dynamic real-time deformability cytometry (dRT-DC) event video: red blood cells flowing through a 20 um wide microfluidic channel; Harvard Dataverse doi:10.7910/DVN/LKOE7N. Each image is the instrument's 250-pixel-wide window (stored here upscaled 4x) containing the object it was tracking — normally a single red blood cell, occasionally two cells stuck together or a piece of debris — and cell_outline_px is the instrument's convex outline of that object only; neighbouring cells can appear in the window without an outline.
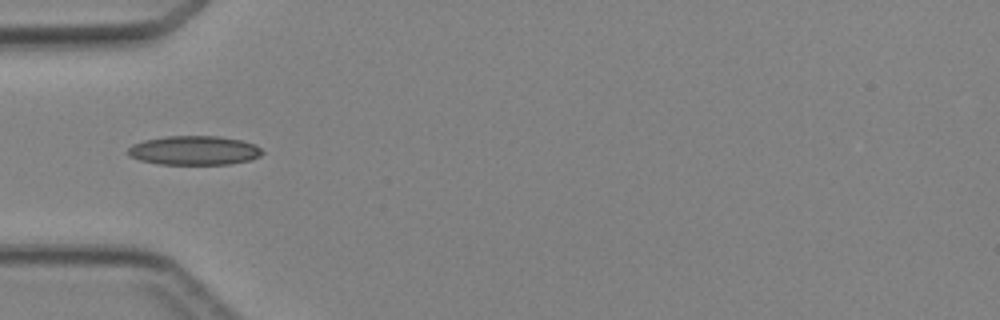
{"species": "Egyptian fruit bat (a non-hibernating species)", "species_latin": "Rousettus aegyptiacus", "temperature_condition": "cold", "stored_images_in_passage": 6, "camera_frame_rate_fps": 3000, "um_per_image_px": 0.085, "animal": {"sex": "female"}, "frame": {"image": 1, "passage_image": 5, "time_ms": 5.667, "image_size_px": [1000, 320], "cell_outline_px": [[264, 152], [260, 156], [252, 160], [228, 164], [160, 164], [140, 160], [132, 156], [128, 152], [128, 148], [132, 144], [144, 140], [164, 136], [216, 136], [240, 140], [256, 144]], "centroid_in_image_um": [16.53, 12.78], "position_along_channel_um": 68.5, "area_um2": 22.77}}
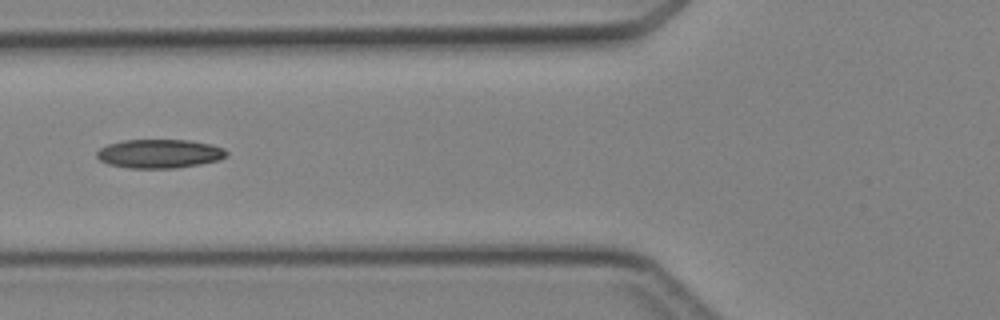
{"frame": {"image": 2, "passage_image": 6, "time_ms": 6.667, "image_size_px": [1000, 320], "cell_outline_px": [[228, 156], [220, 160], [200, 164], [176, 168], [132, 168], [108, 164], [100, 160], [96, 156], [96, 152], [100, 148], [108, 144], [124, 140], [188, 140], [208, 144], [224, 148], [228, 152]], "centroid_in_image_um": [13.57, 13.06], "position_along_channel_um": 112.2, "area_um2": 21.79}}